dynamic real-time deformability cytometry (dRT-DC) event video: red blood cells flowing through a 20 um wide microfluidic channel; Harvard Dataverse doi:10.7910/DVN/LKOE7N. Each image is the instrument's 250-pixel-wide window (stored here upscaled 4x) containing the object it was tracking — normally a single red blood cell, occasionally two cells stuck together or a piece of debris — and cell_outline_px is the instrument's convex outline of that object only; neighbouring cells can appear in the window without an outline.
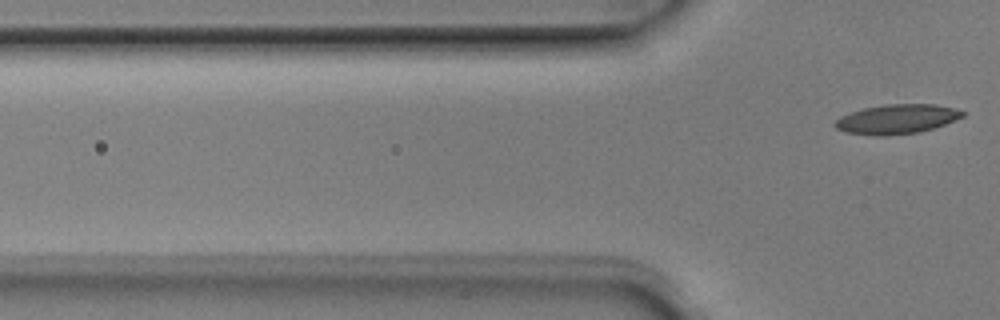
{"species": "Egyptian fruit bat (a non-hibernating species)", "species_latin": "Rousettus aegyptiacus", "temperature_condition": "room temperature", "stored_images_in_passage": 5, "camera_frame_rate_fps": 3000, "um_per_image_px": 0.085, "animal": {"sex": "male"}, "frame": {"image": 1, "passage_image": 5, "time_ms": 1.333, "image_size_px": [1000, 320], "cell_outline_px": [[964, 116], [944, 124], [920, 132], [884, 136], [872, 136], [844, 132], [836, 128], [832, 124], [840, 116], [864, 108], [884, 104], [936, 104], [956, 108], [964, 112]], "centroid_in_image_um": [76.2, 10.13], "position_along_channel_um": 49.6, "area_um2": 22.02}}